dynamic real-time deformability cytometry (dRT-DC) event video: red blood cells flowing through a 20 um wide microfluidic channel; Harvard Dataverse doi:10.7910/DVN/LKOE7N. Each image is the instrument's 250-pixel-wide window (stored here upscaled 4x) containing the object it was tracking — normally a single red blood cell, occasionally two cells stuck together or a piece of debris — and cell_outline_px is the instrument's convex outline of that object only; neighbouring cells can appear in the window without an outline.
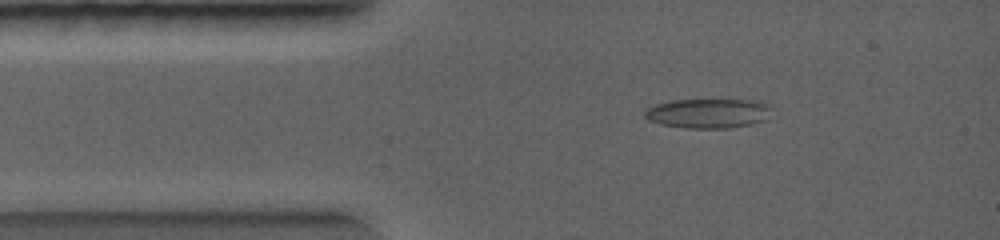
{"species": "common noctule bat (a hibernating species)", "species_latin": "Nyctalus noctula", "temperature_condition": "warm", "stored_images_in_passage": 3, "camera_frame_rate_fps": 5000, "um_per_image_px": 0.085, "animal": {"sex": "female", "body_mass_g": 19.0, "forearm_length_mm": 56.7}, "frame": {"image": 1, "passage_image": 2, "time_ms": 0.8, "image_size_px": [1000, 240], "cell_outline_px": [[776, 108], [768, 120], [752, 124], [728, 128], [684, 128], [660, 124], [648, 120], [644, 116], [644, 112], [648, 108], [656, 104], [668, 100], [720, 96], [756, 100], [772, 104]], "centroid_in_image_um": [60.33, 9.56], "position_along_channel_um": 24.7, "area_um2": 23.76}}